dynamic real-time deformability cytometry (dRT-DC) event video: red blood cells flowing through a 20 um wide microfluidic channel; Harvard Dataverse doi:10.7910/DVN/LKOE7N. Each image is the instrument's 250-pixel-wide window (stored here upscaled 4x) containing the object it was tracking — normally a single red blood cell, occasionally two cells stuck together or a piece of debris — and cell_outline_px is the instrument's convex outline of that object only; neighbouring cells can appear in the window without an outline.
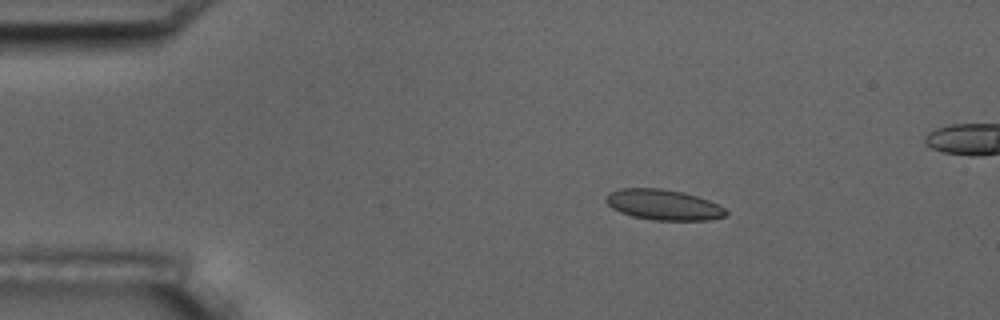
{"species": "common noctule bat (a hibernating species)", "species_latin": "Nyctalus noctula", "temperature_condition": "room temperature", "stored_images_in_passage": 5, "segment_of_instrument_passage": [1, 2], "camera_frame_rate_fps": 3000, "um_per_image_px": 0.085, "animal": {"sex": "male", "body_mass_g": 17.5, "forearm_length_mm": 52.3}, "frame": {"image": 1, "passage_image": 2, "time_ms": 2.0, "image_size_px": [1000, 320], "cell_outline_px": [[728, 212], [724, 216], [712, 220], [652, 220], [632, 216], [620, 212], [612, 208], [604, 200], [604, 196], [608, 192], [620, 188], [660, 188], [684, 192], [708, 200], [724, 208]], "centroid_in_image_um": [56.34, 17.4], "position_along_channel_um": 28.7, "area_um2": 21.44}}